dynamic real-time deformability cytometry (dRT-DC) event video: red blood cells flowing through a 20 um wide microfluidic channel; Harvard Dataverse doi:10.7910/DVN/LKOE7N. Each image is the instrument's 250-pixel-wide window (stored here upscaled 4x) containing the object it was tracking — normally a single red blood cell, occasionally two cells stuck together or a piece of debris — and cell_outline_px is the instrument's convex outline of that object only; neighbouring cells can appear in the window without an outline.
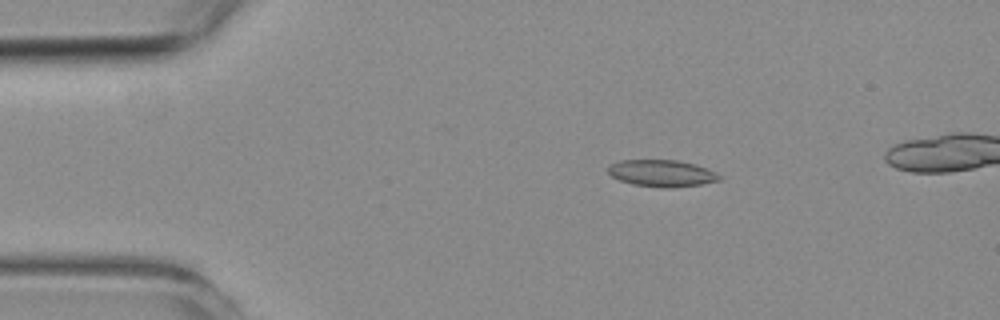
{"species": "common noctule bat (a hibernating species)", "species_latin": "Nyctalus noctula", "temperature_condition": "room temperature", "stored_images_in_passage": 47, "camera_frame_rate_fps": 3000, "um_per_image_px": 0.085, "animal": {"sex": "female", "body_mass_g": 19.3, "forearm_length_mm": 54.1}, "frame": {"image": 1, "passage_image": 7, "time_ms": 2.0, "image_size_px": [1000, 320], "cell_outline_px": [[720, 180], [700, 184], [672, 188], [664, 188], [632, 184], [620, 180], [612, 176], [608, 172], [608, 168], [612, 164], [620, 160], [676, 160], [696, 164], [716, 172], [720, 176]], "centroid_in_image_um": [56.26, 14.73], "position_along_channel_um": 28.7, "area_um2": 17.28}}
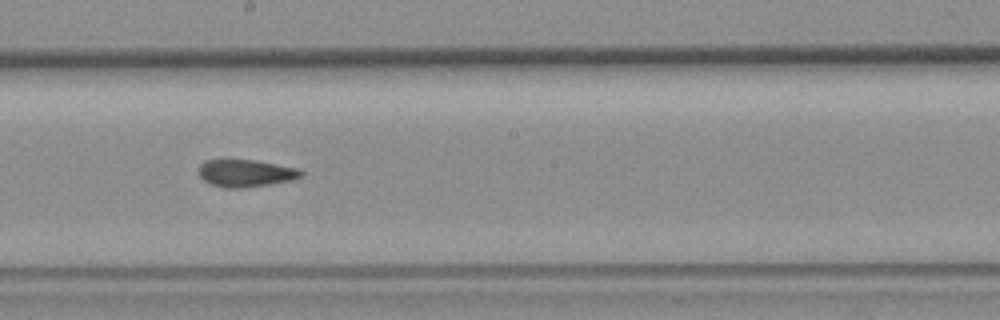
{"frame": {"image": 2, "passage_image": 27, "time_ms": 8.667, "image_size_px": [1000, 320], "cell_outline_px": [[304, 176], [292, 180], [244, 188], [224, 188], [212, 184], [204, 180], [200, 176], [200, 164], [208, 160], [256, 160], [300, 168], [304, 172]], "centroid_in_image_um": [20.96, 14.72], "position_along_channel_um": 227.2, "area_um2": 16.3}}
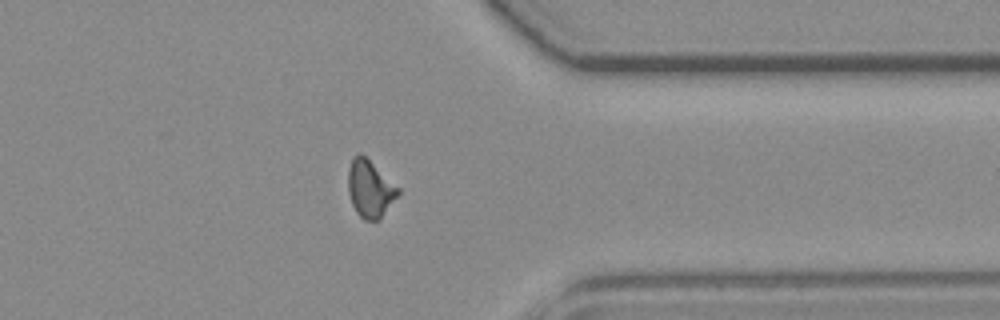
{"frame": {"image": 3, "passage_image": 40, "time_ms": 13.0, "image_size_px": [1000, 320], "cell_outline_px": [[400, 192], [380, 220], [364, 220], [356, 212], [352, 204], [348, 192], [348, 168], [352, 160], [360, 152], [400, 188]], "centroid_in_image_um": [31.45, 16.07], "position_along_channel_um": 380.0, "area_um2": 16.53}}